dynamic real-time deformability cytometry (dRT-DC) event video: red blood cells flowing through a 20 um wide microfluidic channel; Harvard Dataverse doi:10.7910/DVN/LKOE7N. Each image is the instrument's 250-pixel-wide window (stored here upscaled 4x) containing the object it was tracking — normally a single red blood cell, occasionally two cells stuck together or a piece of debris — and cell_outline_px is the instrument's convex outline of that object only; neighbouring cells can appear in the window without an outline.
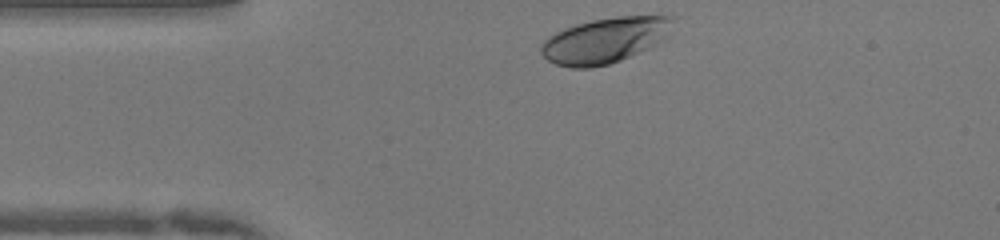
{"species": "human", "species_latin": "Homo sapiens", "temperature_condition": "warm", "stored_images_in_passage": 31, "camera_frame_rate_fps": 3000, "um_per_image_px": 0.085, "donor": {"sex": "female"}, "frame": {"image": 1, "passage_image": 1, "time_ms": 0.0, "image_size_px": [1000, 240], "cell_outline_px": [[676, 16], [664, 36], [656, 44], [648, 48], [620, 60], [608, 64], [592, 68], [572, 68], [556, 64], [548, 60], [540, 52], [540, 48], [544, 40], [548, 36], [564, 28], [576, 24], [592, 20], [616, 16]], "centroid_in_image_um": [51.36, 3.43], "position_along_channel_um": 33.6, "area_um2": 34.51}}
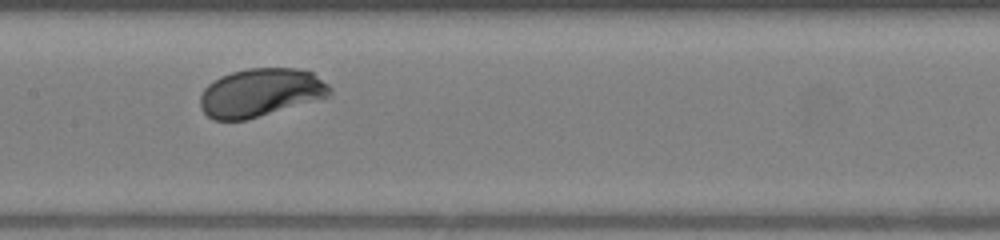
{"frame": {"image": 2, "passage_image": 15, "time_ms": 4.667, "image_size_px": [1000, 240], "cell_outline_px": [[332, 96], [244, 120], [212, 120], [200, 108], [200, 96], [204, 88], [208, 84], [220, 76], [232, 72], [248, 68], [300, 68], [312, 72], [328, 84], [332, 88]], "centroid_in_image_um": [22.16, 7.86], "position_along_channel_um": 185.2, "area_um2": 36.59}}
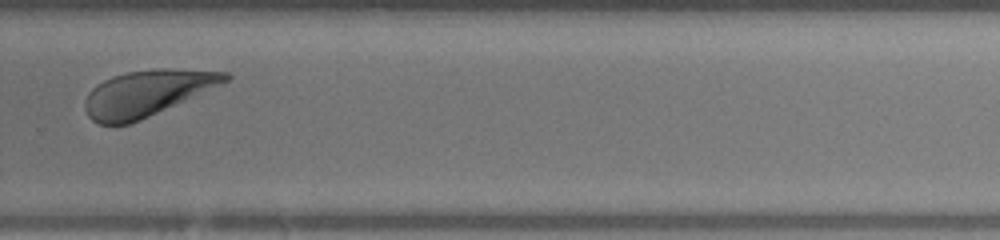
{"frame": {"image": 3, "passage_image": 25, "time_ms": 8.0, "image_size_px": [1000, 240], "cell_outline_px": [[232, 76], [228, 80], [220, 84], [140, 120], [128, 124], [100, 124], [92, 120], [88, 116], [84, 108], [84, 100], [92, 88], [104, 80], [112, 76], [128, 72], [156, 68], [172, 68], [228, 72]], "centroid_in_image_um": [12.45, 7.9], "position_along_channel_um": 317.3, "area_um2": 37.05}, "authors_computed_cell_mechanics": {"area_um2": 36.414, "velocity_mm_per_s": 3.9673, "shape_relaxation_time_tau1_ms": 1.7495, "shape_relaxation_time_tau2_ms": null, "deformation_change_tau1": 0.1325, "deformation_change_tau2": null}}